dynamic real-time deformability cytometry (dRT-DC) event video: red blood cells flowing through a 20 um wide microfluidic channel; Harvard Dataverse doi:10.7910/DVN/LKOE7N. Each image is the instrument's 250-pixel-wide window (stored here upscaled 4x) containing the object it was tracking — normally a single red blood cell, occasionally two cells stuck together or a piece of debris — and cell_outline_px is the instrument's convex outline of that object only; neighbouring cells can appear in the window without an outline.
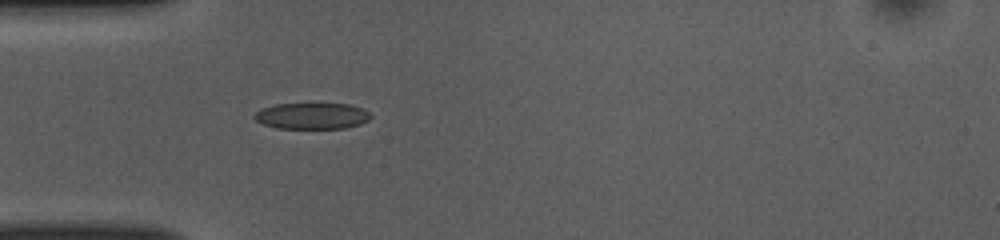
{"species": "common noctule bat (a hibernating species)", "species_latin": "Nyctalus noctula", "temperature_condition": "room temperature", "stored_images_in_passage": 36, "camera_frame_rate_fps": 3000, "um_per_image_px": 0.085, "animal": {"sex": "female", "body_mass_g": 10.0, "forearm_length_mm": 53.1}, "frame": {"image": 1, "passage_image": 1, "time_ms": 0.0, "image_size_px": [1000, 240], "cell_outline_px": [[372, 116], [368, 120], [360, 124], [344, 128], [276, 128], [264, 124], [256, 120], [252, 116], [256, 112], [264, 108], [276, 104], [348, 104], [360, 108], [368, 112]], "centroid_in_image_um": [26.51, 9.86], "position_along_channel_um": 58.5, "area_um2": 17.51}}
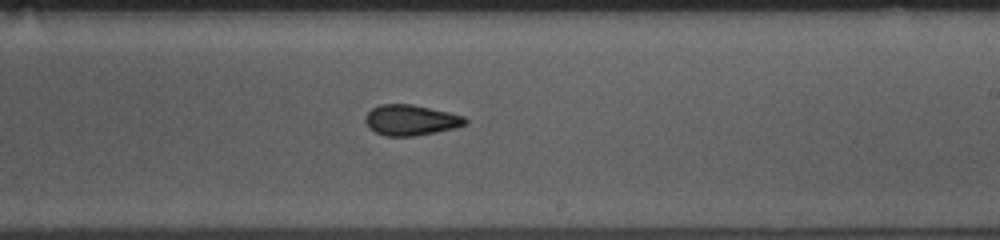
{"frame": {"image": 2, "passage_image": 16, "time_ms": 5.0, "image_size_px": [1000, 240], "cell_outline_px": [[468, 124], [456, 128], [416, 136], [384, 136], [368, 128], [364, 120], [364, 116], [372, 108], [380, 104], [412, 104], [448, 112], [464, 116], [468, 120]], "centroid_in_image_um": [34.91, 10.21], "position_along_channel_um": 254.1, "area_um2": 18.03}}
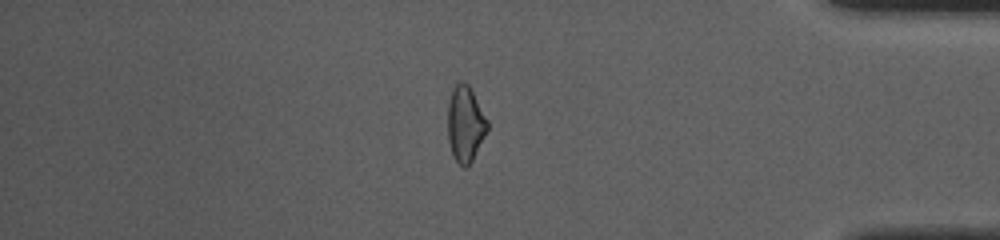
{"frame": {"image": 3, "passage_image": 29, "time_ms": 9.333, "image_size_px": [1000, 240], "cell_outline_px": [[488, 128], [472, 160], [464, 168], [452, 156], [448, 140], [448, 104], [452, 92], [456, 84], [460, 80], [468, 84], [488, 120]], "centroid_in_image_um": [39.54, 10.53], "position_along_channel_um": 395.7, "area_um2": 17.22}, "authors_computed_cell_mechanics": {"area_um2": 17.9469, "velocity_mm_per_s": 3.9593, "shape_relaxation_time_tau1_ms": 10.3688, "shape_relaxation_time_tau2_ms": 1.7284, "deformation_change_tau1": 0.185, "deformation_change_tau2": 0.0757}}